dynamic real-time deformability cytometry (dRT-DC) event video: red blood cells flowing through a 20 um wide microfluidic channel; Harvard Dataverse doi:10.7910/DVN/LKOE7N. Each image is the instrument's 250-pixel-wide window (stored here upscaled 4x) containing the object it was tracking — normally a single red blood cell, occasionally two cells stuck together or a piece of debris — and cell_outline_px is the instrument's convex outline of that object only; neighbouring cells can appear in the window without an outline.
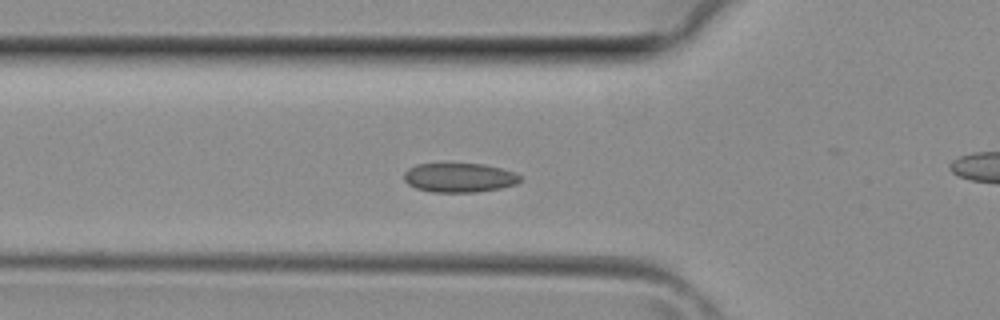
{"species": "common noctule bat (a hibernating species)", "species_latin": "Nyctalus noctula", "temperature_condition": "room temperature", "stored_images_in_passage": 32, "camera_frame_rate_fps": 3000, "um_per_image_px": 0.085, "animal": {"sex": "female", "body_mass_g": 29.2, "forearm_length_mm": 56.3}, "frame": {"image": 1, "passage_image": 9, "time_ms": 2.667, "image_size_px": [1000, 320], "cell_outline_px": [[520, 180], [516, 184], [500, 188], [476, 192], [432, 192], [416, 188], [408, 184], [404, 180], [404, 172], [408, 168], [416, 164], [484, 164], [500, 168], [512, 172], [520, 176]], "centroid_in_image_um": [39.0, 15.1], "position_along_channel_um": 86.8, "area_um2": 19.65}}
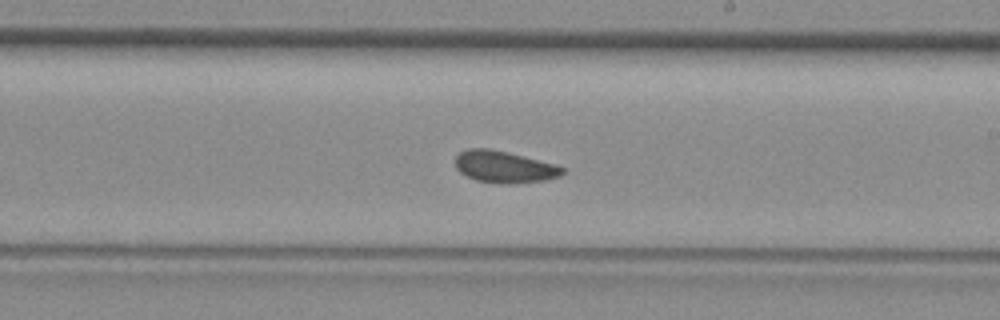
{"frame": {"image": 2, "passage_image": 18, "time_ms": 5.667, "image_size_px": [1000, 320], "cell_outline_px": [[564, 172], [560, 176], [548, 180], [508, 184], [504, 184], [476, 180], [460, 172], [456, 168], [456, 156], [460, 152], [468, 148], [488, 148], [508, 152], [556, 164], [564, 168]], "centroid_in_image_um": [42.88, 14.18], "position_along_channel_um": 246.1, "area_um2": 19.88}}
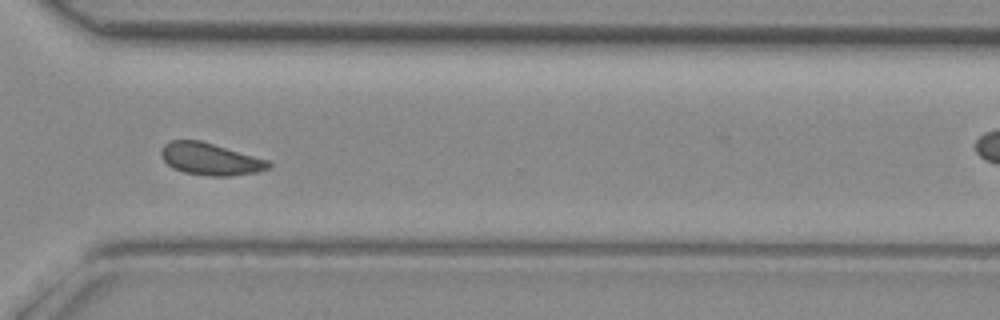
{"frame": {"image": 3, "passage_image": 24, "time_ms": 7.667, "image_size_px": [1000, 320], "cell_outline_px": [[272, 164], [268, 168], [256, 172], [228, 176], [208, 176], [184, 172], [172, 168], [160, 156], [160, 152], [164, 144], [172, 140], [200, 140], [268, 160]], "centroid_in_image_um": [17.84, 13.52], "position_along_channel_um": 352.8, "area_um2": 19.94}}